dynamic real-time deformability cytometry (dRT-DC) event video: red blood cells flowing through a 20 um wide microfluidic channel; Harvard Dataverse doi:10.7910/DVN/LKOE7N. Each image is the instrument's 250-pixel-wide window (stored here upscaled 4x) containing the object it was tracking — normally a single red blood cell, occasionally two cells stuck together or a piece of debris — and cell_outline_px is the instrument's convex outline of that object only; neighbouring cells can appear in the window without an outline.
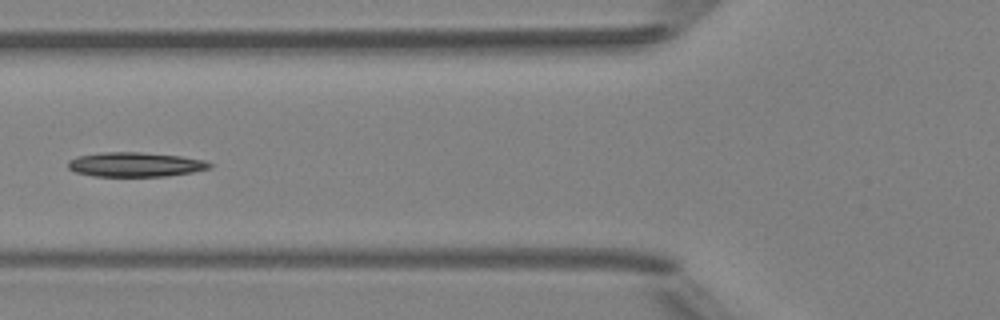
{"species": "Egyptian fruit bat (a non-hibernating species)", "species_latin": "Rousettus aegyptiacus", "temperature_condition": "room temperature", "stored_images_in_passage": 5, "camera_frame_rate_fps": 3000, "um_per_image_px": 0.085, "animal": {"sex": "female"}, "frame": {"image": 1, "passage_image": 5, "time_ms": 5.667, "image_size_px": [1000, 320], "cell_outline_px": [[212, 168], [192, 172], [164, 176], [92, 176], [76, 172], [68, 168], [68, 160], [76, 156], [104, 152], [140, 152], [180, 156], [204, 160], [212, 164]], "centroid_in_image_um": [11.48, 13.98], "position_along_channel_um": 114.3, "area_um2": 20.17}}